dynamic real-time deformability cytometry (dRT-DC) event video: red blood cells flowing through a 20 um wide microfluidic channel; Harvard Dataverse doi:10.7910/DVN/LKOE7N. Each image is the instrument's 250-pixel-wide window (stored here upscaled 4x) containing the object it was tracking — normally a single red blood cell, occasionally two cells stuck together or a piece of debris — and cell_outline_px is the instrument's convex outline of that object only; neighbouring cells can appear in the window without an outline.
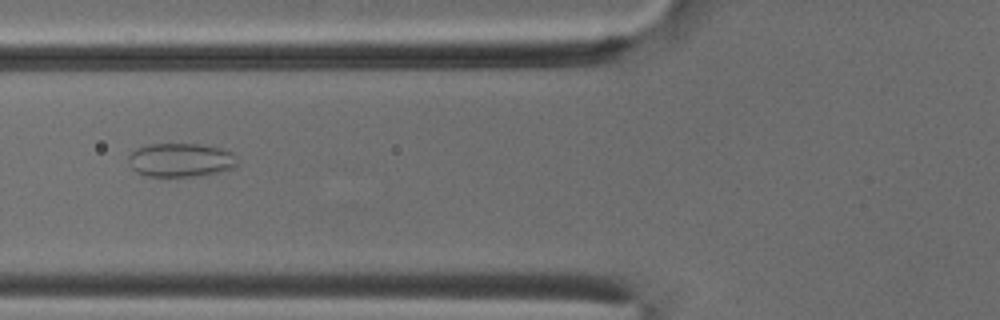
{"species": "common noctule bat (a hibernating species)", "species_latin": "Nyctalus noctula", "temperature_condition": "cold", "stored_images_in_passage": 29, "camera_frame_rate_fps": 3000, "um_per_image_px": 0.085, "animal": {"sex": "male", "body_mass_g": 18.8}, "frame": {"image": 1, "passage_image": 20, "time_ms": 6.333, "image_size_px": [1000, 320], "cell_outline_px": [[236, 168], [208, 176], [144, 176], [136, 172], [132, 168], [128, 160], [128, 156], [136, 148], [148, 144], [200, 144], [220, 148], [232, 152], [236, 156]], "centroid_in_image_um": [15.39, 13.62], "position_along_channel_um": 110.4, "area_um2": 21.79}}
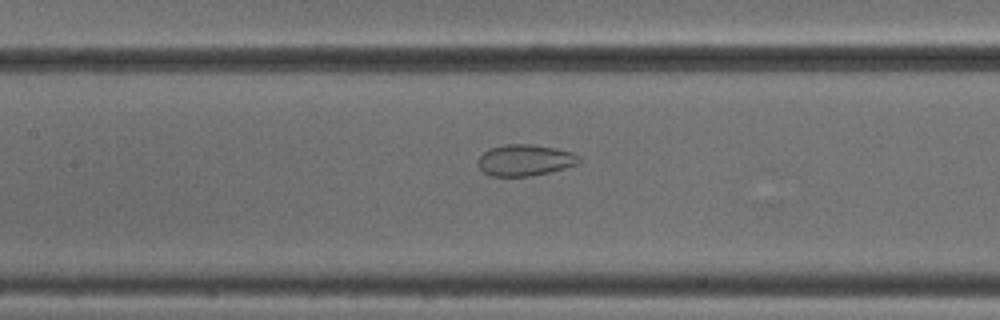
{"frame": {"image": 2, "passage_image": 24, "time_ms": 7.667, "image_size_px": [1000, 320], "cell_outline_px": [[580, 160], [576, 164], [564, 168], [548, 172], [528, 176], [492, 176], [484, 172], [480, 168], [480, 156], [484, 152], [492, 148], [504, 144], [532, 144], [556, 148], [572, 152], [580, 156]], "centroid_in_image_um": [44.65, 13.6], "position_along_channel_um": 162.8, "area_um2": 18.15}}
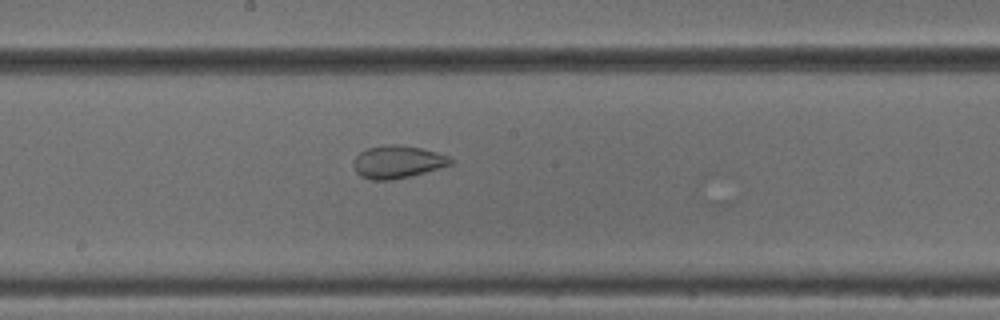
{"frame": {"image": 3, "passage_image": 28, "time_ms": 9.0, "image_size_px": [1000, 320], "cell_outline_px": [[452, 164], [412, 176], [392, 180], [372, 180], [360, 176], [356, 172], [352, 164], [352, 160], [360, 152], [368, 148], [384, 144], [400, 144], [420, 148], [452, 156]], "centroid_in_image_um": [33.77, 13.76], "position_along_channel_um": 214.4, "area_um2": 18.73}}